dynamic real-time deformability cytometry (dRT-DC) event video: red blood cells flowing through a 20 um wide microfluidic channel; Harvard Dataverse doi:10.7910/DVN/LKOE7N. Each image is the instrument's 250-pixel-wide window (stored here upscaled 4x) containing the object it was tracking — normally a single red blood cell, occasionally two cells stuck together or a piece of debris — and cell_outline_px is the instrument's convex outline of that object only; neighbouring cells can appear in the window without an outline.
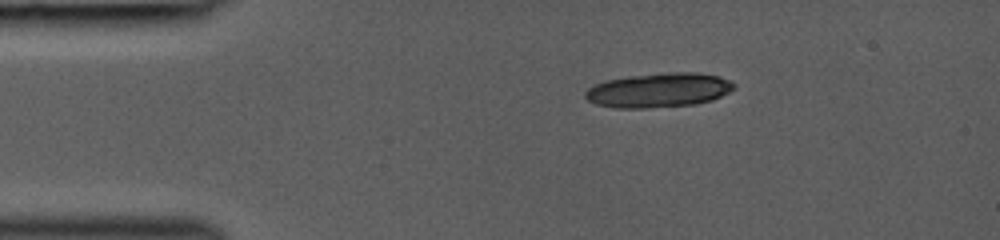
{"species": "common noctule bat (a hibernating species)", "species_latin": "Nyctalus noctula", "temperature_condition": "room temperature", "stored_images_in_passage": 35, "segment_of_instrument_passage": [1, 2], "camera_frame_rate_fps": 3000, "um_per_image_px": 0.085, "animal": {"sex": "female", "body_mass_g": 19.0, "forearm_length_mm": 53.3}, "frame": {"image": 1, "passage_image": 1, "time_ms": 0.0, "image_size_px": [1000, 240], "cell_outline_px": [[736, 88], [712, 100], [696, 104], [644, 108], [616, 108], [596, 104], [588, 100], [584, 96], [584, 92], [588, 88], [596, 84], [608, 80], [628, 76], [668, 72], [696, 72], [720, 76], [732, 80], [736, 84]], "centroid_in_image_um": [56.03, 7.66], "position_along_channel_um": 29.0, "area_um2": 29.94}}